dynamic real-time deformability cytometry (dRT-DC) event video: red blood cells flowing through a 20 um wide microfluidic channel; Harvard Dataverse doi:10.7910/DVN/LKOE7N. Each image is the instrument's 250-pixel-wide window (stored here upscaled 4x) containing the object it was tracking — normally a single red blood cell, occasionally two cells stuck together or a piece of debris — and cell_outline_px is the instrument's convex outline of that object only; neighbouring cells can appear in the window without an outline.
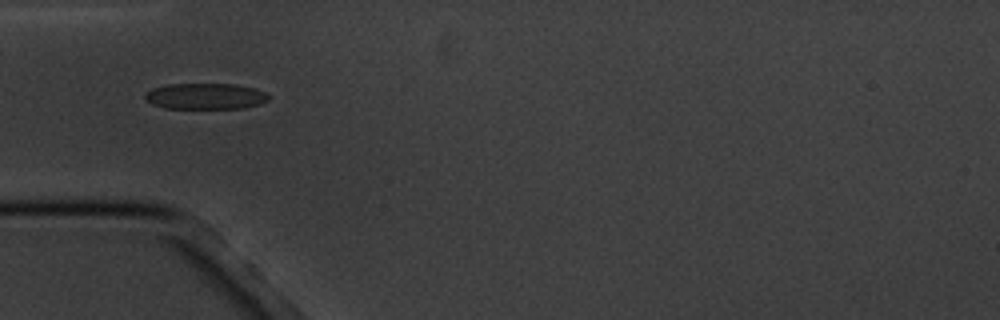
{"species": "common noctule bat (a hibernating species)", "species_latin": "Nyctalus noctula", "temperature_condition": "cold", "stored_images_in_passage": 15, "camera_frame_rate_fps": 3000, "um_per_image_px": 0.085, "animal": {"sex": "male", "body_mass_g": 20.1, "forearm_length_mm": 53.5}, "frame": {"image": 1, "passage_image": 4, "time_ms": 4.333, "image_size_px": [1000, 320], "cell_outline_px": [[272, 96], [268, 100], [260, 104], [244, 108], [164, 108], [152, 104], [144, 100], [144, 96], [152, 88], [168, 84], [236, 84], [256, 88], [268, 92]], "centroid_in_image_um": [17.51, 8.17], "position_along_channel_um": 67.5, "area_um2": 19.02}}
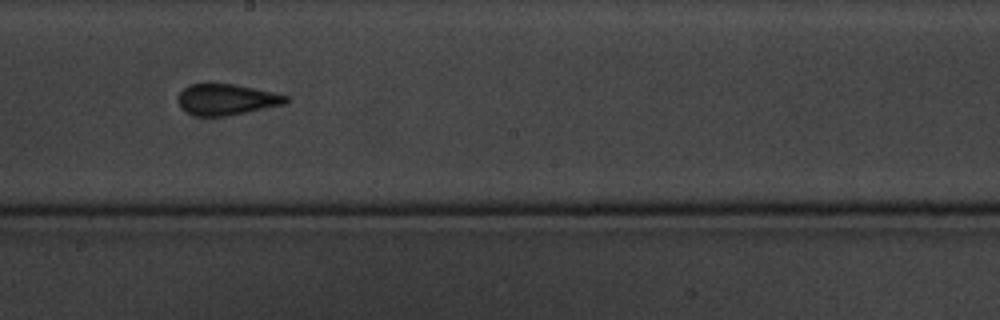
{"frame": {"image": 2, "passage_image": 8, "time_ms": 9.0, "image_size_px": [1000, 320], "cell_outline_px": [[288, 104], [228, 116], [196, 116], [188, 112], [176, 100], [180, 92], [188, 84], [236, 84], [272, 92], [288, 96]], "centroid_in_image_um": [19.29, 8.46], "position_along_channel_um": 228.9, "area_um2": 19.54}}
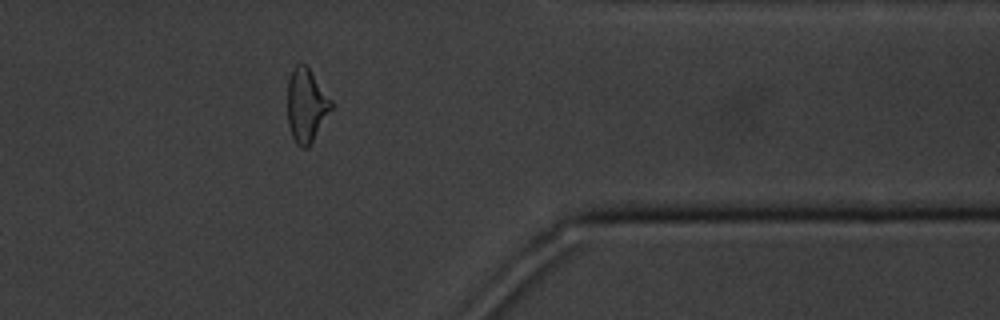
{"frame": {"image": 3, "passage_image": 12, "time_ms": 14.0, "image_size_px": [1000, 320], "cell_outline_px": [[336, 104], [308, 148], [300, 148], [296, 144], [292, 136], [288, 124], [288, 76], [292, 68], [296, 64], [308, 64]], "centroid_in_image_um": [26.08, 8.91], "position_along_channel_um": 385.3, "area_um2": 19.54}, "authors_computed_cell_mechanics": {"area_um2": 19.5364, "velocity_mm_per_s": 3.4441, "shape_relaxation_time_tau1_ms": 3.1278, "shape_relaxation_time_tau2_ms": 1.7998, "deformation_change_tau1": 0.0935, "deformation_change_tau2": 0.0353}}